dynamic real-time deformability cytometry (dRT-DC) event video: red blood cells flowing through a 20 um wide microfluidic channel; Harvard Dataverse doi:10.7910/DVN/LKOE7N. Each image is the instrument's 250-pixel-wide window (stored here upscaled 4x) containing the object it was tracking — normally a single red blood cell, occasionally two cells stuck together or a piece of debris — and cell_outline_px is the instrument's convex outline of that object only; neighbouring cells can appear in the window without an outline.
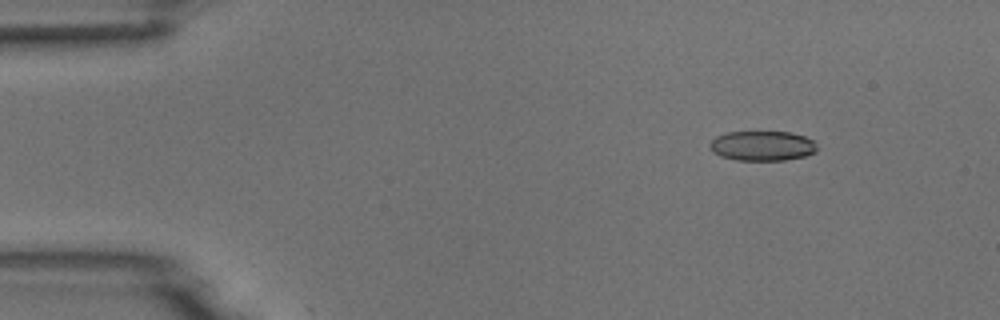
{"species": "common noctule bat (a hibernating species)", "species_latin": "Nyctalus noctula", "temperature_condition": "room temperature", "stored_images_in_passage": 5, "camera_frame_rate_fps": 3000, "um_per_image_px": 0.085, "animal": {"sex": "male", "body_mass_g": 18.8}, "frame": {"image": 1, "passage_image": 2, "time_ms": 1.333, "image_size_px": [1000, 320], "cell_outline_px": [[816, 152], [804, 156], [784, 160], [736, 160], [720, 156], [712, 152], [708, 148], [708, 144], [716, 136], [728, 132], [792, 132], [804, 136], [812, 140], [816, 144]], "centroid_in_image_um": [64.76, 12.39], "position_along_channel_um": 20.2, "area_um2": 18.73}}
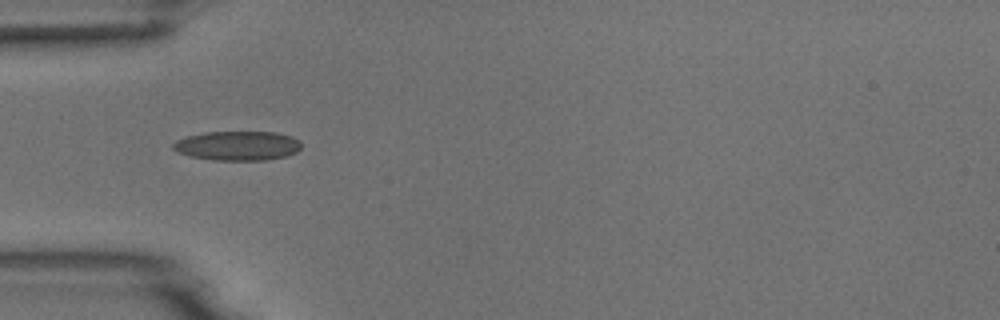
{"frame": {"image": 2, "passage_image": 5, "time_ms": 4.667, "image_size_px": [1000, 320], "cell_outline_px": [[300, 148], [296, 152], [284, 156], [264, 160], [212, 160], [192, 156], [176, 152], [172, 148], [172, 144], [176, 140], [188, 136], [204, 132], [276, 132], [292, 136], [300, 140]], "centroid_in_image_um": [20.18, 12.38], "position_along_channel_um": 64.8, "area_um2": 21.91}}